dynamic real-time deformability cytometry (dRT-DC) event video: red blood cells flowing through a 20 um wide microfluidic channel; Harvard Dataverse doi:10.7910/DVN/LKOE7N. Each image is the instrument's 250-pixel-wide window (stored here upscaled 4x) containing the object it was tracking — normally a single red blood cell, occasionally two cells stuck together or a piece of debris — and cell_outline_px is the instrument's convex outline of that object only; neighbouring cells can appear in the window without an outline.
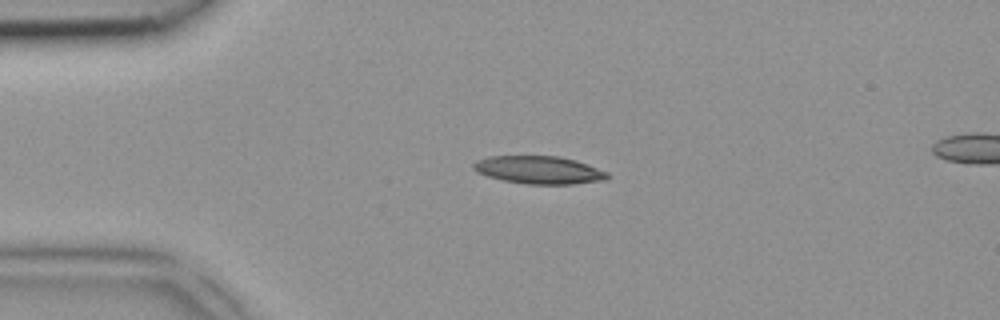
{"species": "common noctule bat (a hibernating species)", "species_latin": "Nyctalus noctula", "temperature_condition": "room temperature", "stored_images_in_passage": 6, "segment_of_instrument_passage": [1, 2], "camera_frame_rate_fps": 3000, "um_per_image_px": 0.085, "animal": {"sex": "female", "body_mass_g": 18.4}, "frame": {"image": 1, "passage_image": 4, "time_ms": 1.0, "image_size_px": [1000, 320], "cell_outline_px": [[608, 180], [572, 184], [528, 184], [504, 180], [488, 176], [476, 172], [472, 168], [472, 164], [476, 160], [488, 156], [560, 156], [576, 160], [608, 172]], "centroid_in_image_um": [45.81, 14.44], "position_along_channel_um": 39.2, "area_um2": 21.79}}